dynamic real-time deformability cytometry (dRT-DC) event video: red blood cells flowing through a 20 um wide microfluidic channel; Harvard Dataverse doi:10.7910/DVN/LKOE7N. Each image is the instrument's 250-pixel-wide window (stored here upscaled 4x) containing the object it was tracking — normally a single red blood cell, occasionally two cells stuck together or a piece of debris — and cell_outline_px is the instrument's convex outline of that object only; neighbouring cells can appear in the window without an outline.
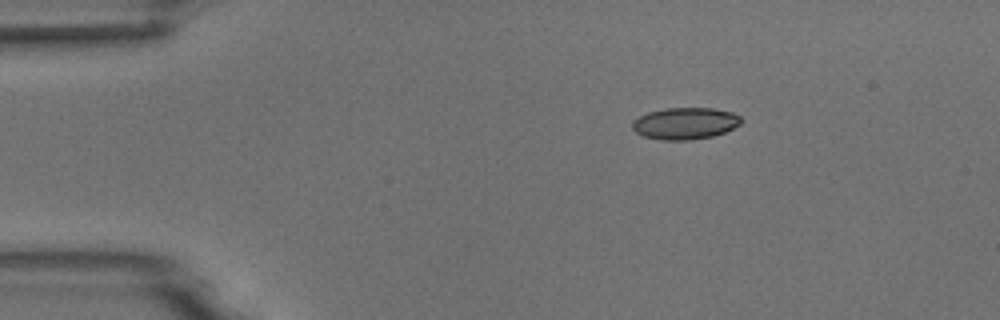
{"species": "common noctule bat (a hibernating species)", "species_latin": "Nyctalus noctula", "temperature_condition": "room temperature", "stored_images_in_passage": 3, "camera_frame_rate_fps": 3000, "um_per_image_px": 0.085, "animal": {"sex": "male", "body_mass_g": 18.8}, "frame": {"image": 1, "passage_image": 1, "time_ms": 0.0, "image_size_px": [1000, 320], "cell_outline_px": [[744, 120], [740, 124], [724, 132], [712, 136], [688, 140], [664, 140], [644, 136], [636, 132], [632, 128], [632, 120], [648, 112], [664, 108], [712, 108], [732, 112], [740, 116]], "centroid_in_image_um": [58.23, 10.48], "position_along_channel_um": 26.8, "area_um2": 20.11}}
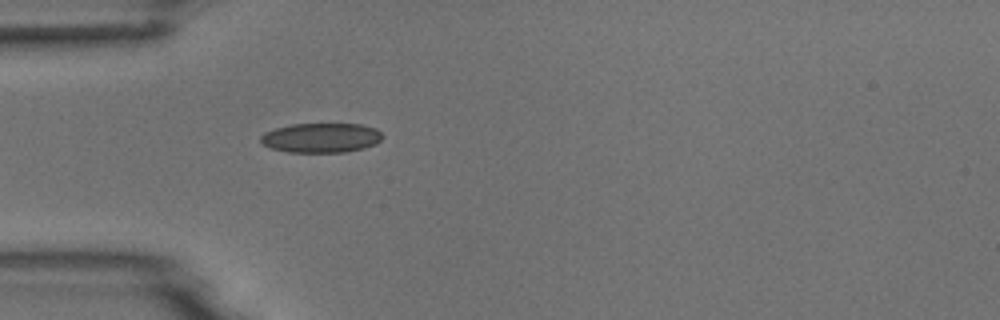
{"frame": {"image": 2, "passage_image": 3, "time_ms": 2.333, "image_size_px": [1000, 320], "cell_outline_px": [[384, 136], [376, 144], [364, 148], [344, 152], [288, 152], [272, 148], [264, 144], [260, 140], [260, 136], [264, 132], [276, 128], [292, 124], [360, 124], [376, 128]], "centroid_in_image_um": [27.31, 11.71], "position_along_channel_um": 57.7, "area_um2": 20.98}}